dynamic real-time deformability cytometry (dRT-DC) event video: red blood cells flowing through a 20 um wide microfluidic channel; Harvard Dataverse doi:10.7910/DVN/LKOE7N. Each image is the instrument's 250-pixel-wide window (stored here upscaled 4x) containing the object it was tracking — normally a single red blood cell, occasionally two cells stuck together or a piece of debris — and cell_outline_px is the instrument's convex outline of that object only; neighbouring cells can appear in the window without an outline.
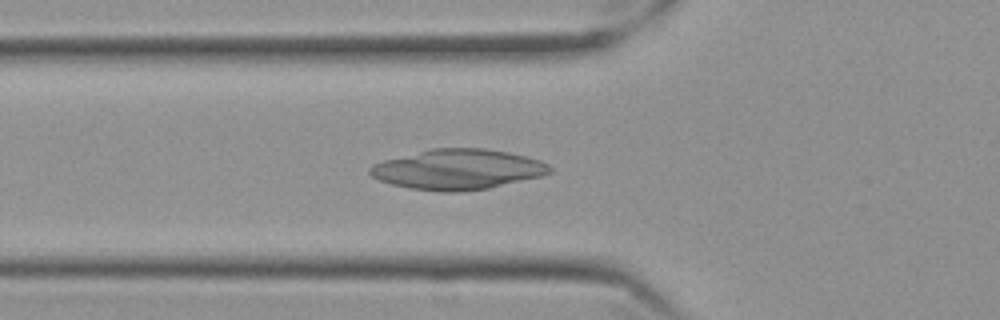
{"species": "Egyptian fruit bat (a non-hibernating species)", "species_latin": "Rousettus aegyptiacus", "temperature_condition": "cold", "stored_images_in_passage": 36, "camera_frame_rate_fps": 3000, "um_per_image_px": 0.085, "frame": {"image": 1, "passage_image": 11, "time_ms": 3.333, "image_size_px": [1000, 320], "cell_outline_px": [[552, 172], [544, 176], [488, 188], [456, 192], [440, 192], [412, 188], [392, 184], [380, 180], [372, 176], [368, 172], [368, 168], [372, 164], [384, 160], [432, 148], [484, 148], [508, 152], [540, 160], [548, 164], [552, 168]], "centroid_in_image_um": [38.93, 14.4], "position_along_channel_um": 86.9, "area_um2": 42.14}}
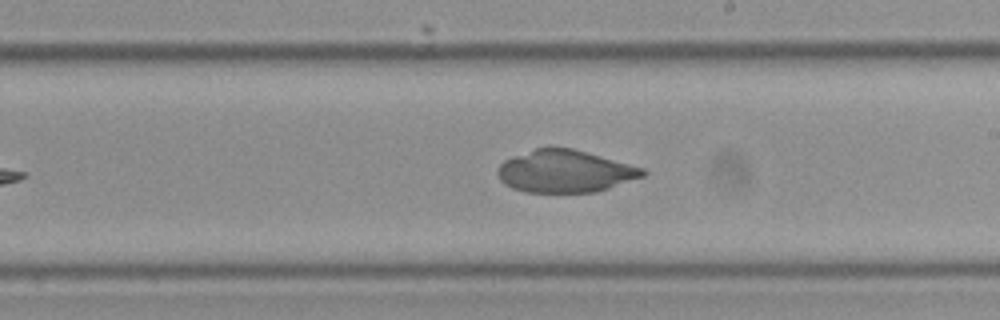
{"frame": {"image": 2, "passage_image": 24, "time_ms": 7.667, "image_size_px": [1000, 320], "cell_outline_px": [[648, 172], [644, 176], [596, 192], [528, 192], [512, 188], [504, 184], [500, 180], [496, 172], [496, 168], [504, 160], [512, 156], [536, 148], [572, 148], [644, 168]], "centroid_in_image_um": [48.0, 14.56], "position_along_channel_um": 241.0, "area_um2": 35.66}}
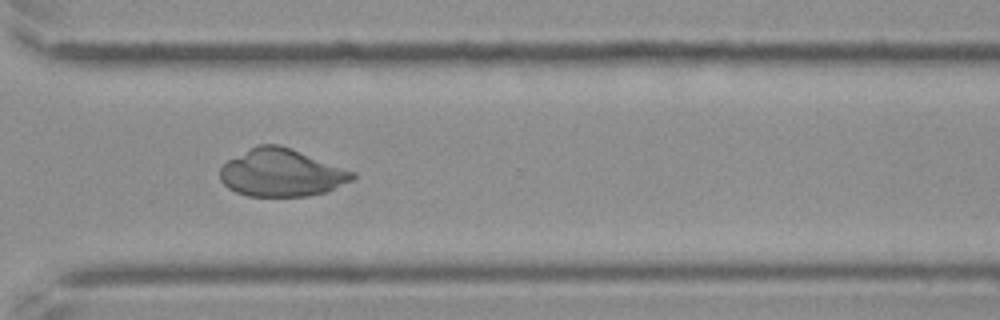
{"frame": {"image": 3, "passage_image": 33, "time_ms": 10.667, "image_size_px": [1000, 320], "cell_outline_px": [[356, 176], [352, 180], [324, 192], [308, 196], [248, 196], [236, 192], [228, 188], [220, 180], [220, 168], [228, 160], [256, 144], [280, 144], [292, 148], [356, 172]], "centroid_in_image_um": [23.91, 14.67], "position_along_channel_um": 346.7, "area_um2": 36.76}}